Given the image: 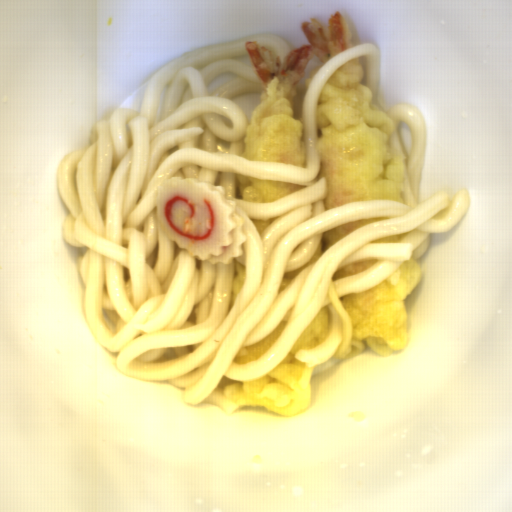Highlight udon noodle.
<instances>
[{
  "label": "udon noodle",
  "instance_id": "udon-noodle-1",
  "mask_svg": "<svg viewBox=\"0 0 512 512\" xmlns=\"http://www.w3.org/2000/svg\"><path fill=\"white\" fill-rule=\"evenodd\" d=\"M246 41L281 57L293 50L269 32L179 55L147 79L140 113L125 107L103 112L88 145L63 156L57 170V192L68 211L63 240L87 248L77 255V266L84 284L83 315L98 344L118 354L116 368L127 378L169 382L184 389L182 403L212 404L229 415L240 407L224 396V386L275 369L326 306L329 334L294 355L305 363L302 389L311 386L315 367L332 357L353 359L366 345L391 355L393 349L371 336L353 339V319L339 299L386 279L398 284L402 264L414 258L420 265L431 233L451 231L470 207L465 188L452 199L441 190L419 203L424 115L409 103L388 110L379 103L381 52L370 42L334 55L309 83L302 107L306 168L242 157L250 122L232 99L263 92ZM360 56L361 83L396 127L391 142L404 155L405 204L358 201L325 211L327 181H316L321 159L313 150L315 109L328 78ZM235 174L307 187L259 204L235 198ZM171 176L211 181L236 201L247 240L232 264L201 262L168 239L156 214V189ZM382 216L391 218L340 239L278 295L284 271L310 260L323 232ZM282 320L288 321L283 332L258 360L233 361Z\"/></svg>",
  "mask_w": 512,
  "mask_h": 512
}]
</instances>
